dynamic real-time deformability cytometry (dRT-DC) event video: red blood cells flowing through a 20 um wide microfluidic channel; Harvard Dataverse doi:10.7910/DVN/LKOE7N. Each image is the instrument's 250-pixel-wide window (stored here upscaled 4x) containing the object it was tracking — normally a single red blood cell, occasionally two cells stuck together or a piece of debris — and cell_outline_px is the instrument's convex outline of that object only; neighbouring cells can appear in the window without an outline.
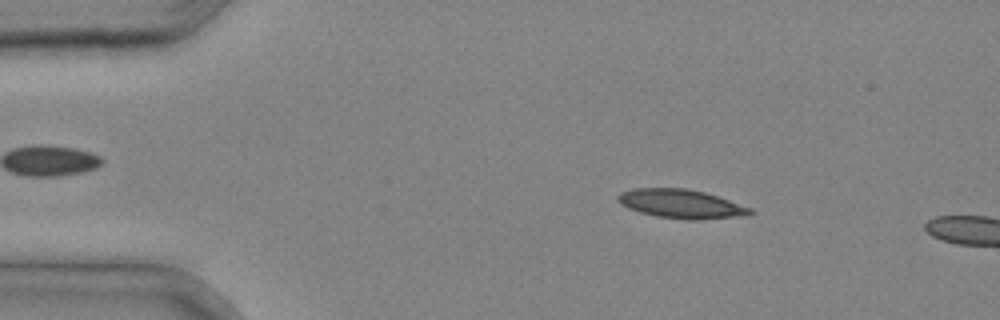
{"species": "common noctule bat (a hibernating species)", "species_latin": "Nyctalus noctula", "temperature_condition": "cold", "stored_images_in_passage": 7, "camera_frame_rate_fps": 3000, "um_per_image_px": 0.085, "animal": {"sex": "male", "body_mass_g": 20.4}, "frame": {"image": 1, "passage_image": 5, "time_ms": 1.333, "image_size_px": [1000, 320], "cell_outline_px": [[752, 212], [748, 216], [700, 220], [688, 220], [656, 216], [640, 212], [628, 208], [620, 204], [616, 200], [616, 196], [620, 192], [632, 188], [688, 188], [704, 192], [752, 208]], "centroid_in_image_um": [57.87, 17.33], "position_along_channel_um": 27.1, "area_um2": 22.48}}